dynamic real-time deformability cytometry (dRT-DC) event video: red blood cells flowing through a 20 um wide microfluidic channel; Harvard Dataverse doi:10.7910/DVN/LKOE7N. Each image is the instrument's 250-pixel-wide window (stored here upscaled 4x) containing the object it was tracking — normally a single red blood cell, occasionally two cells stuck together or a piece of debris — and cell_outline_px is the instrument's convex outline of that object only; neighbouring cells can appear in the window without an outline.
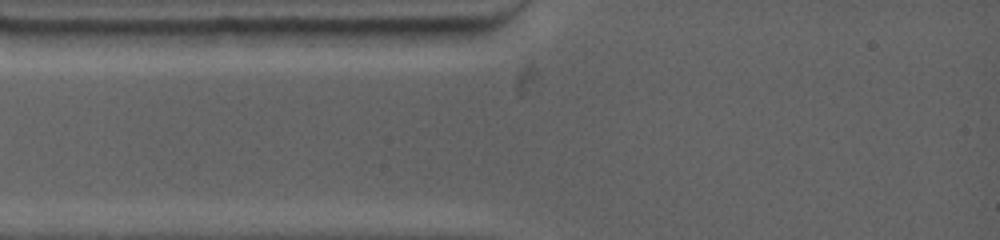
{"species": "common noctule bat (a hibernating species)", "species_latin": "Nyctalus noctula", "temperature_condition": "warm", "stored_images_in_passage": 4, "camera_frame_rate_fps": 4500, "um_per_image_px": 0.085, "animal": {"sex": "female", "body_mass_g": 19.0, "forearm_length_mm": 53.3}, "frame": {"image": 1, "passage_image": 1, "time_ms": 0.0, "image_size_px": [1000, 240], "cell_outline_px": [[468, 28], [464, 36], [456, 44], [332, 48], [308, 44], [300, 28]], "centroid_in_image_um": [32.44, 3.13], "position_along_channel_um": 52.6, "area_um2": 20.52}}